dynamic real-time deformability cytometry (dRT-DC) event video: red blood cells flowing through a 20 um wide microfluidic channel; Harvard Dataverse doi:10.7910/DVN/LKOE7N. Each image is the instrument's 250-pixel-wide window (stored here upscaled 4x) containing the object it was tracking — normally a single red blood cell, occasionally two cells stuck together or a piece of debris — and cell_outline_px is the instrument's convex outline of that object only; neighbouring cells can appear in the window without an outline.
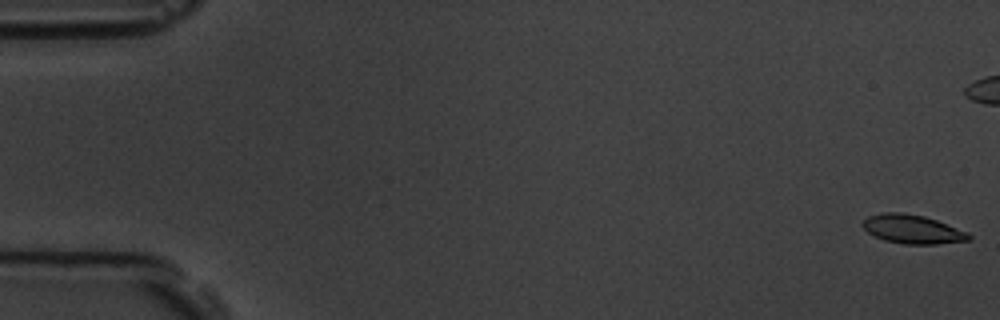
{"species": "common noctule bat (a hibernating species)", "species_latin": "Nyctalus noctula", "temperature_condition": "room temperature", "stored_images_in_passage": 7, "camera_frame_rate_fps": 3000, "um_per_image_px": 0.085, "animal": {"sex": "male", "body_mass_g": 19.5, "forearm_length_mm": 54.6}, "frame": {"image": 1, "passage_image": 1, "time_ms": 0.0, "image_size_px": [1000, 320], "cell_outline_px": [[972, 236], [968, 240], [936, 244], [904, 244], [884, 240], [868, 232], [860, 224], [868, 216], [884, 212], [904, 212], [924, 216], [936, 220], [968, 232]], "centroid_in_image_um": [77.54, 19.47], "position_along_channel_um": 7.5, "area_um2": 17.74}}
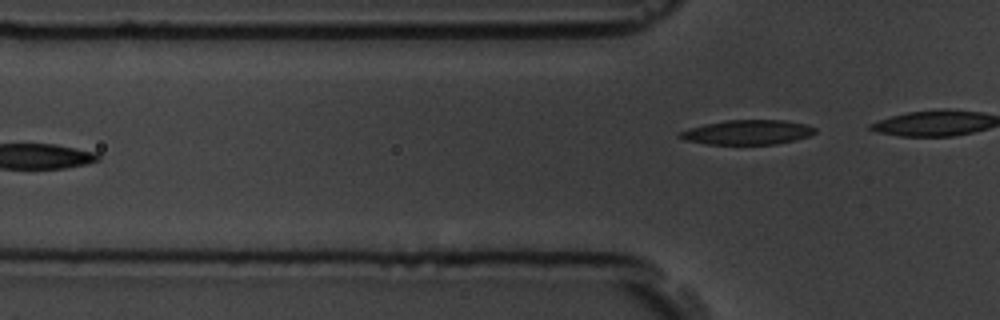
{"frame": {"image": 2, "passage_image": 7, "time_ms": 7.0, "image_size_px": [1000, 320], "cell_outline_px": [[816, 132], [808, 136], [796, 140], [776, 144], [708, 144], [684, 140], [676, 136], [676, 132], [704, 124], [724, 120], [784, 120], [804, 124], [816, 128]], "centroid_in_image_um": [63.49, 11.24], "position_along_channel_um": 62.3, "area_um2": 19.48}}